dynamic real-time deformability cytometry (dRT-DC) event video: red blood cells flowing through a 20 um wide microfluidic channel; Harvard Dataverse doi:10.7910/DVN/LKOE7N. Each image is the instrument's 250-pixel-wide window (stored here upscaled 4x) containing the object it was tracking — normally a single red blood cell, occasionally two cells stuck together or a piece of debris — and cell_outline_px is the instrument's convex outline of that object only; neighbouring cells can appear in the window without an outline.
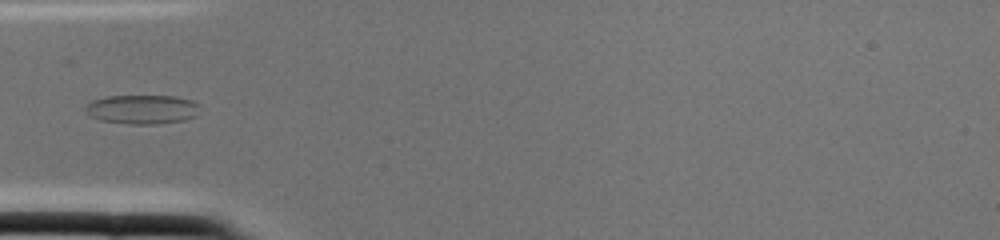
{"species": "common noctule bat (a hibernating species)", "species_latin": "Nyctalus noctula", "temperature_condition": "cold", "stored_images_in_passage": 2, "camera_frame_rate_fps": 3000, "um_per_image_px": 0.085, "animal": {"sex": "female", "body_mass_g": 22.0, "forearm_length_mm": 56.7}, "frame": {"image": 1, "passage_image": 2, "time_ms": 0.333, "image_size_px": [1000, 240], "cell_outline_px": [[200, 104], [196, 116], [184, 120], [160, 124], [128, 124], [100, 120], [92, 116], [84, 108], [84, 104], [92, 100], [108, 96], [176, 96], [192, 100]], "centroid_in_image_um": [12.1, 9.29], "position_along_channel_um": 72.9, "area_um2": 19.59}}